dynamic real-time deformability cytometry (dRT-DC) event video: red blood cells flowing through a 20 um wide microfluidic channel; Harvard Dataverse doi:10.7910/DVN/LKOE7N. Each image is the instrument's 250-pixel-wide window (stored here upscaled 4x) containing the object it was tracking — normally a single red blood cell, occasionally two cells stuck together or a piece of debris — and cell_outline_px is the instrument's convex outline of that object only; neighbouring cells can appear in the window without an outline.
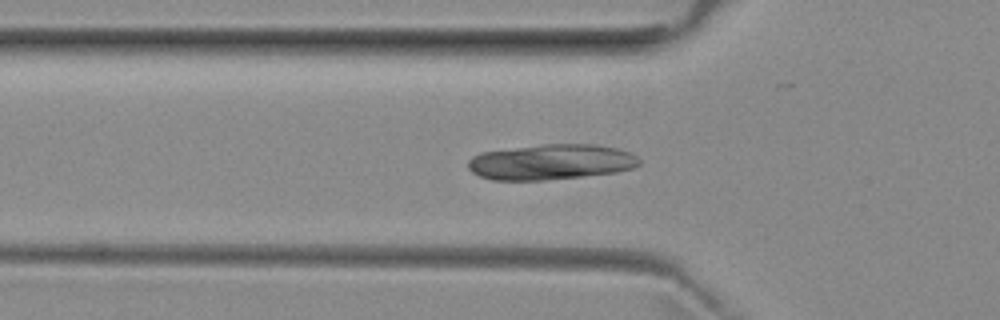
{"species": "common noctule bat (a hibernating species)", "species_latin": "Nyctalus noctula", "temperature_condition": "room temperature", "stored_images_in_passage": 36, "camera_frame_rate_fps": 3000, "um_per_image_px": 0.085, "animal": {"sex": "female", "body_mass_g": 29.2, "forearm_length_mm": 56.3}, "frame": {"image": 1, "passage_image": 4, "time_ms": 1.0, "image_size_px": [1000, 320], "cell_outline_px": [[640, 164], [632, 168], [616, 172], [544, 180], [492, 180], [480, 176], [472, 172], [468, 168], [468, 160], [472, 156], [480, 152], [544, 144], [596, 144], [616, 148], [628, 152], [636, 156], [640, 160]], "centroid_in_image_um": [46.81, 13.76], "position_along_channel_um": 79.0, "area_um2": 35.26}}
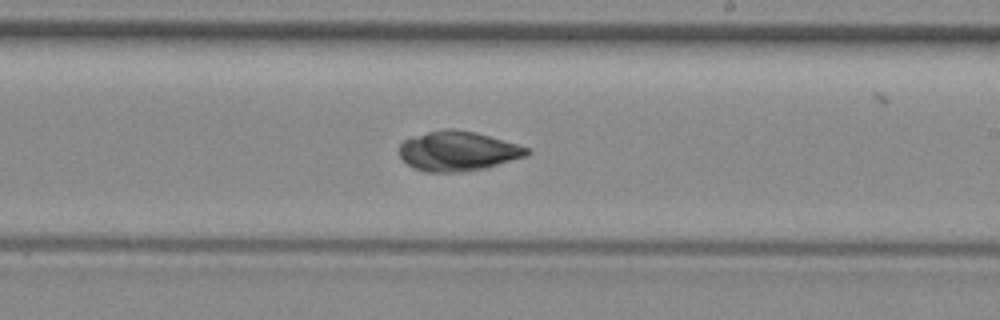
{"frame": {"image": 2, "passage_image": 17, "time_ms": 5.333, "image_size_px": [1000, 320], "cell_outline_px": [[532, 152], [528, 156], [488, 168], [464, 172], [424, 172], [412, 168], [400, 156], [400, 144], [404, 140], [412, 136], [444, 128], [452, 128], [476, 132], [516, 144], [528, 148]], "centroid_in_image_um": [38.93, 12.85], "position_along_channel_um": 250.1, "area_um2": 29.82}}
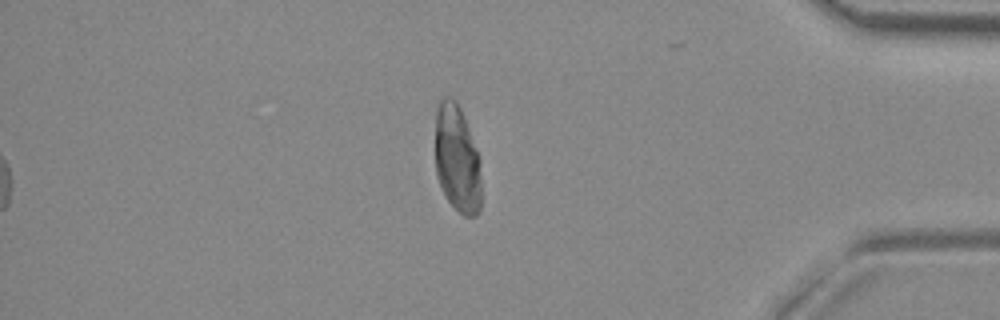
{"frame": {"image": 3, "passage_image": 31, "time_ms": 10.0, "image_size_px": [1000, 320], "cell_outline_px": [[480, 212], [476, 216], [464, 216], [444, 196], [436, 176], [436, 108], [440, 100], [444, 96], [448, 96], [456, 100], [460, 108], [468, 128], [480, 160]], "centroid_in_image_um": [38.84, 13.51], "position_along_channel_um": 396.4, "area_um2": 28.84}}